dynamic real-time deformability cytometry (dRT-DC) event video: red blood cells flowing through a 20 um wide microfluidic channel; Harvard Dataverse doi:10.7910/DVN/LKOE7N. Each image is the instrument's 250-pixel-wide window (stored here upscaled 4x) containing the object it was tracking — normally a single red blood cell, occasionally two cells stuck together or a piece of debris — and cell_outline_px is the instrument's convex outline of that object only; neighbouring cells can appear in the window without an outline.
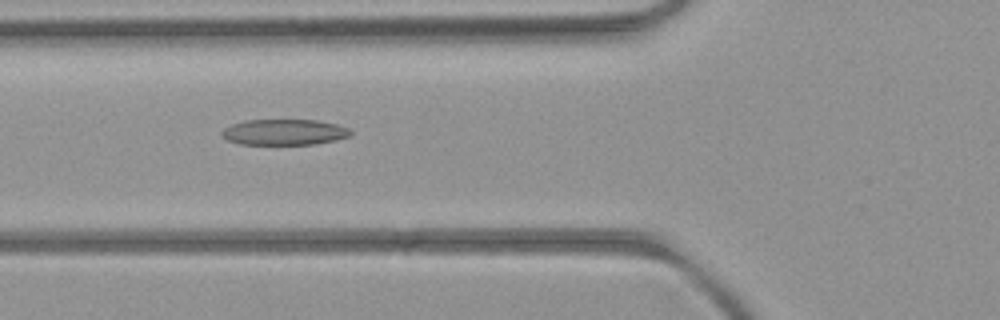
{"species": "common noctule bat (a hibernating species)", "species_latin": "Nyctalus noctula", "temperature_condition": "room temperature", "stored_images_in_passage": 53, "camera_frame_rate_fps": 3000, "um_per_image_px": 0.085, "animal": {"sex": "female", "body_mass_g": 21.9}, "frame": {"image": 1, "passage_image": 20, "time_ms": 6.333, "image_size_px": [1000, 320], "cell_outline_px": [[352, 136], [336, 140], [312, 144], [240, 144], [228, 140], [220, 136], [220, 132], [224, 128], [232, 124], [244, 120], [316, 120], [336, 124], [348, 128], [352, 132]], "centroid_in_image_um": [24.15, 11.23], "position_along_channel_um": 101.7, "area_um2": 19.42}}
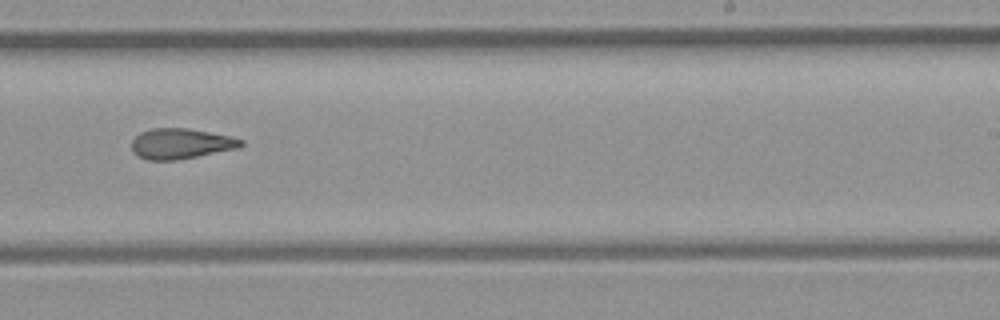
{"frame": {"image": 2, "passage_image": 33, "time_ms": 10.667, "image_size_px": [1000, 320], "cell_outline_px": [[244, 144], [236, 148], [176, 160], [148, 160], [136, 156], [132, 152], [132, 140], [140, 132], [152, 128], [188, 128], [228, 136], [244, 140]], "centroid_in_image_um": [15.31, 12.21], "position_along_channel_um": 273.7, "area_um2": 19.19}}
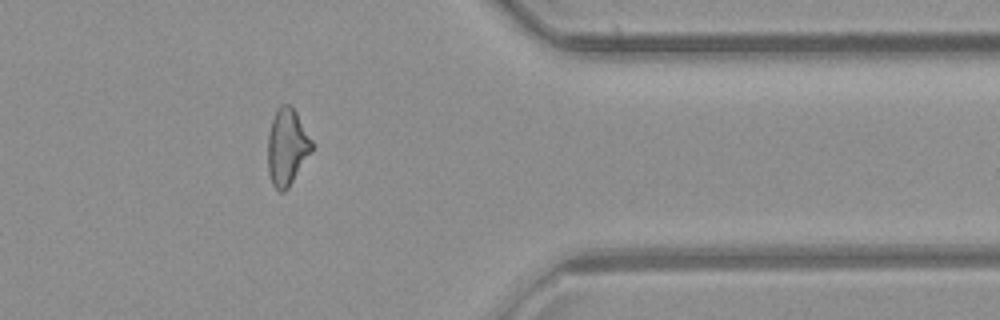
{"frame": {"image": 3, "passage_image": 43, "time_ms": 14.0, "image_size_px": [1000, 320], "cell_outline_px": [[312, 152], [288, 188], [284, 192], [280, 192], [272, 184], [268, 172], [268, 132], [276, 108], [280, 104], [288, 104], [296, 112], [312, 140]], "centroid_in_image_um": [24.39, 12.5], "position_along_channel_um": 387.0, "area_um2": 19.71}, "authors_computed_cell_mechanics": {"area_um2": 20.1722, "velocity_mm_per_s": 3.9549, "shape_relaxation_time_tau1_ms": null, "shape_relaxation_time_tau2_ms": 4.8133, "deformation_change_tau1": null, "deformation_change_tau2": 0.1505}}